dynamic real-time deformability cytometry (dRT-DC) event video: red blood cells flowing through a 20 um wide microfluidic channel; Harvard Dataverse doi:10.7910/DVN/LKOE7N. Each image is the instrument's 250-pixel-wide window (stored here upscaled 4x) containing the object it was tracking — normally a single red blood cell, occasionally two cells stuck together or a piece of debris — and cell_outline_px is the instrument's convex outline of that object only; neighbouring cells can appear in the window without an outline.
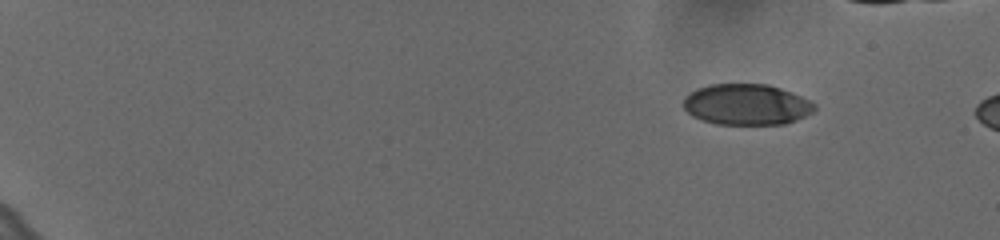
{"species": "human", "species_latin": "Homo sapiens", "temperature_condition": "cold", "stored_images_in_passage": 8, "camera_frame_rate_fps": 3000, "um_per_image_px": 0.085, "donor": {"sex": "female"}, "frame": {"image": 1, "passage_image": 1, "time_ms": 0.0, "image_size_px": [1000, 240], "cell_outline_px": [[816, 108], [812, 112], [796, 120], [784, 124], [716, 124], [700, 120], [692, 116], [684, 108], [684, 96], [696, 88], [708, 84], [768, 84], [792, 92], [816, 104]], "centroid_in_image_um": [63.43, 8.88], "position_along_channel_um": 21.6, "area_um2": 31.39}}